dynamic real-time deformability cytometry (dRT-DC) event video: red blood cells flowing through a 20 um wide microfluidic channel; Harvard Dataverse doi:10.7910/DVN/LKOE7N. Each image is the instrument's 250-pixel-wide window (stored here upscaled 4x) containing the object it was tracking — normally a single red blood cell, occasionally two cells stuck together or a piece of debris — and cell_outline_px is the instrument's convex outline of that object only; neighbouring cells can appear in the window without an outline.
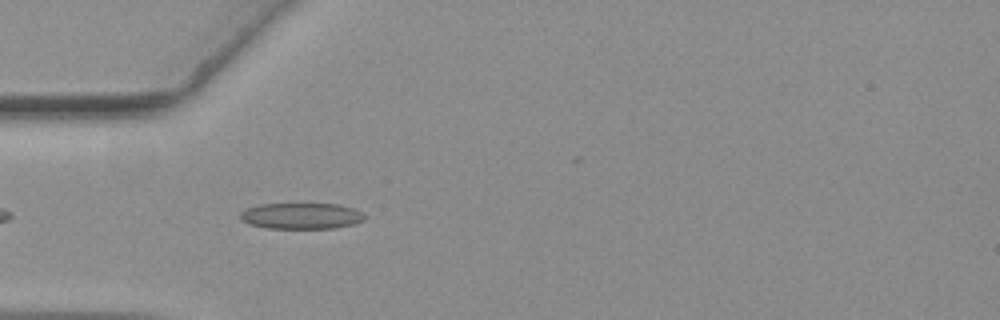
{"species": "common noctule bat (a hibernating species)", "species_latin": "Nyctalus noctula", "temperature_condition": "warm", "stored_images_in_passage": 32, "camera_frame_rate_fps": 3000, "um_per_image_px": 0.085, "animal": {"sex": "female", "body_mass_g": 19.3, "forearm_length_mm": 54.1}, "frame": {"image": 1, "passage_image": 4, "time_ms": 1.0, "image_size_px": [1000, 320], "cell_outline_px": [[364, 220], [352, 224], [332, 228], [268, 228], [248, 224], [240, 220], [240, 212], [248, 208], [260, 204], [336, 204], [352, 208], [360, 212], [364, 216]], "centroid_in_image_um": [25.55, 18.35], "position_along_channel_um": 59.4, "area_um2": 18.67}}
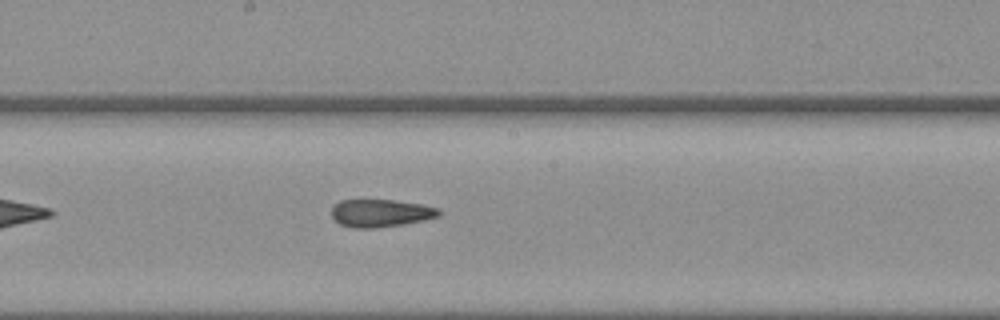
{"frame": {"image": 2, "passage_image": 17, "time_ms": 5.333, "image_size_px": [1000, 320], "cell_outline_px": [[444, 212], [440, 216], [404, 224], [376, 228], [352, 228], [340, 224], [332, 220], [332, 208], [340, 200], [396, 200], [420, 204], [440, 208]], "centroid_in_image_um": [32.37, 18.12], "position_along_channel_um": 215.8, "area_um2": 17.51}}
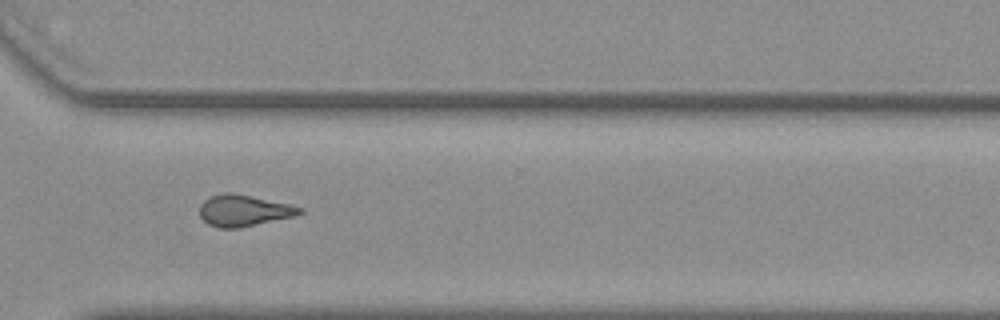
{"frame": {"image": 3, "passage_image": 28, "time_ms": 9.0, "image_size_px": [1000, 320], "cell_outline_px": [[304, 212], [296, 216], [240, 228], [220, 228], [208, 224], [200, 216], [200, 204], [204, 200], [212, 196], [224, 192], [228, 192], [288, 204], [304, 208]], "centroid_in_image_um": [20.73, 17.91], "position_along_channel_um": 349.9, "area_um2": 18.15}}